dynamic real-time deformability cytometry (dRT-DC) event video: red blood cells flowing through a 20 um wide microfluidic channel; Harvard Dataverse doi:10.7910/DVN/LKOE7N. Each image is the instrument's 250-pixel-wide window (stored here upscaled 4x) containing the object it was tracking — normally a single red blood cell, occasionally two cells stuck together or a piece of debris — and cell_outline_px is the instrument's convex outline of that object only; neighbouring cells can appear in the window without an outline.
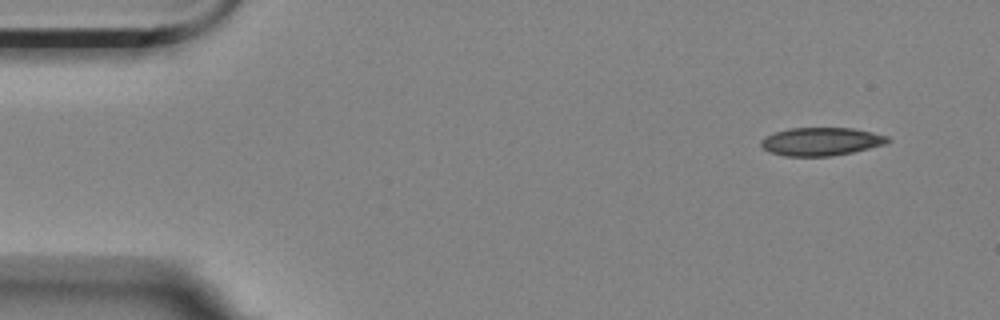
{"species": "Egyptian fruit bat (a non-hibernating species)", "species_latin": "Rousettus aegyptiacus", "temperature_condition": "room temperature", "stored_images_in_passage": 3, "camera_frame_rate_fps": 3000, "um_per_image_px": 0.085, "animal": {"sex": "female"}, "frame": {"image": 1, "passage_image": 1, "time_ms": 0.0, "image_size_px": [1000, 320], "cell_outline_px": [[892, 140], [888, 144], [852, 152], [832, 156], [784, 156], [768, 152], [760, 144], [760, 140], [764, 136], [788, 128], [852, 128], [872, 132], [888, 136]], "centroid_in_image_um": [69.8, 12.03], "position_along_channel_um": 15.2, "area_um2": 20.98}}